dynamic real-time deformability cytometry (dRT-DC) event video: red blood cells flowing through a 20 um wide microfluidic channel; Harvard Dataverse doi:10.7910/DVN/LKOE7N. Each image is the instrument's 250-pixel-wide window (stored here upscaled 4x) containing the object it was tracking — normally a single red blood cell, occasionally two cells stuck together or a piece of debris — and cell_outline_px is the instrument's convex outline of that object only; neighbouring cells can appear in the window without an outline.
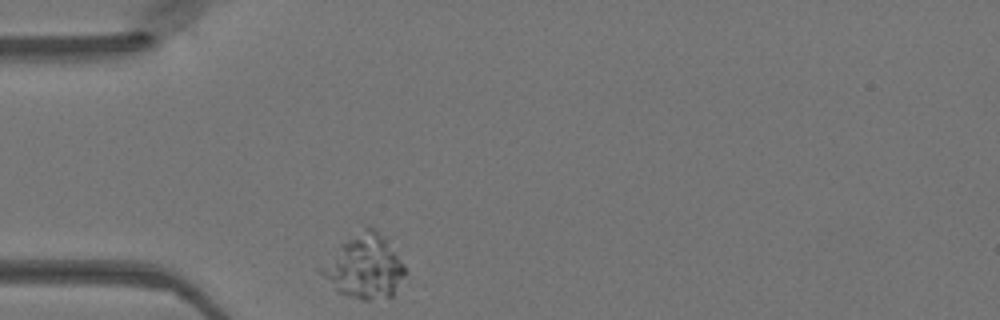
{"species": "Egyptian fruit bat (a non-hibernating species)", "species_latin": "Rousettus aegyptiacus", "temperature_condition": "warm", "stored_images_in_passage": 34, "camera_frame_rate_fps": 3000, "um_per_image_px": 0.085, "animal": {"sex": "female"}, "frame": {"image": 1, "passage_image": 1, "time_ms": 0.0, "image_size_px": [1000, 320], "cell_outline_px": [[408, 272], [392, 296], [368, 300], [360, 300], [336, 292], [316, 268], [340, 244], [364, 224], [372, 224], [388, 240], [404, 264]], "centroid_in_image_um": [30.96, 22.62], "position_along_channel_um": 54.0, "area_um2": 32.02}}
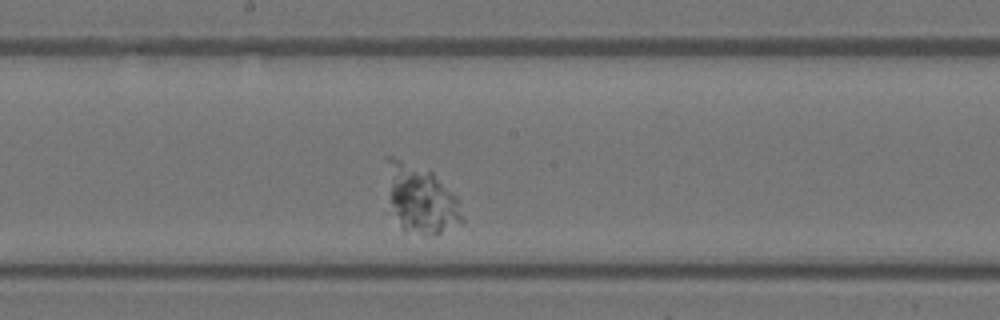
{"frame": {"image": 2, "passage_image": 15, "time_ms": 4.667, "image_size_px": [1000, 320], "cell_outline_px": [[464, 224], [436, 236], [424, 236], [404, 232], [392, 204], [384, 156], [392, 156], [432, 172], [460, 200], [464, 220]], "centroid_in_image_um": [35.85, 16.98], "position_along_channel_um": 212.3, "area_um2": 30.0}}
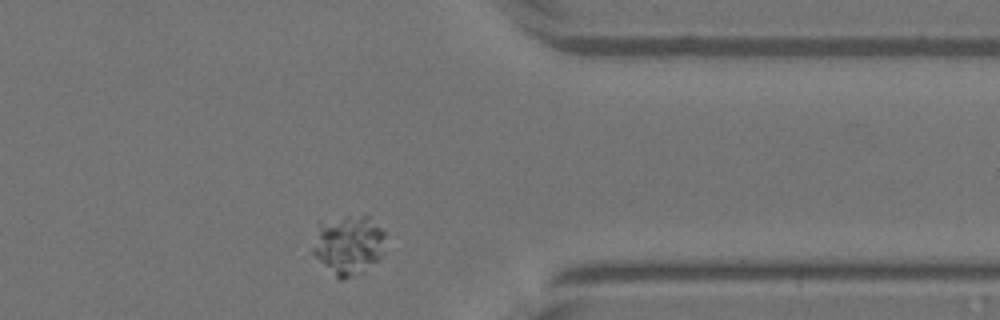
{"frame": {"image": 3, "passage_image": 29, "time_ms": 9.333, "image_size_px": [1000, 320], "cell_outline_px": [[384, 252], [376, 260], [360, 272], [344, 280], [340, 280], [312, 252], [312, 248], [320, 220], [344, 216], [368, 216], [384, 232]], "centroid_in_image_um": [29.6, 20.78], "position_along_channel_um": 381.8, "area_um2": 24.68}}